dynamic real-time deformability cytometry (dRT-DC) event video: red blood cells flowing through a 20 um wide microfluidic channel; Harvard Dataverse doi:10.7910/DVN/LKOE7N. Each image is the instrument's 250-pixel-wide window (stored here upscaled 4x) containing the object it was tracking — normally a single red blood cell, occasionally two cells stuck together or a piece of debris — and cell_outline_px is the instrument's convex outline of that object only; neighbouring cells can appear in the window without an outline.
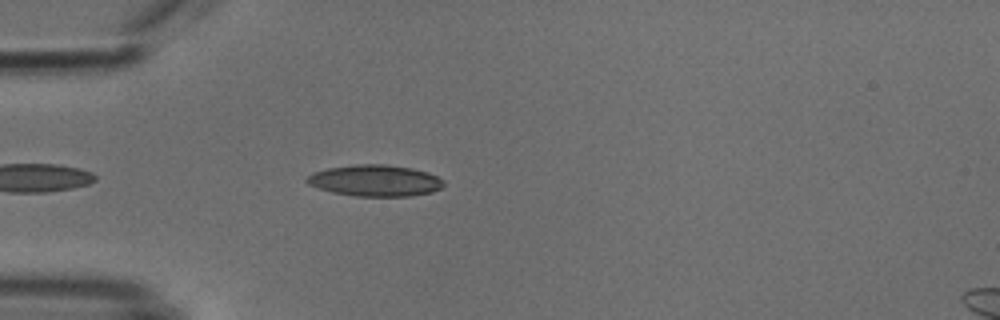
{"species": "common noctule bat (a hibernating species)", "species_latin": "Nyctalus noctula", "temperature_condition": "cold", "stored_images_in_passage": 8, "camera_frame_rate_fps": 3000, "um_per_image_px": 0.085, "animal": {"sex": "male", "body_mass_g": 18.8}, "frame": {"image": 1, "passage_image": 4, "time_ms": 1.0, "image_size_px": [1000, 320], "cell_outline_px": [[444, 184], [440, 188], [432, 192], [408, 196], [356, 196], [332, 192], [308, 184], [304, 180], [312, 172], [328, 168], [356, 164], [384, 164], [412, 168], [428, 172], [444, 180]], "centroid_in_image_um": [31.88, 15.34], "position_along_channel_um": 53.1, "area_um2": 24.97}}
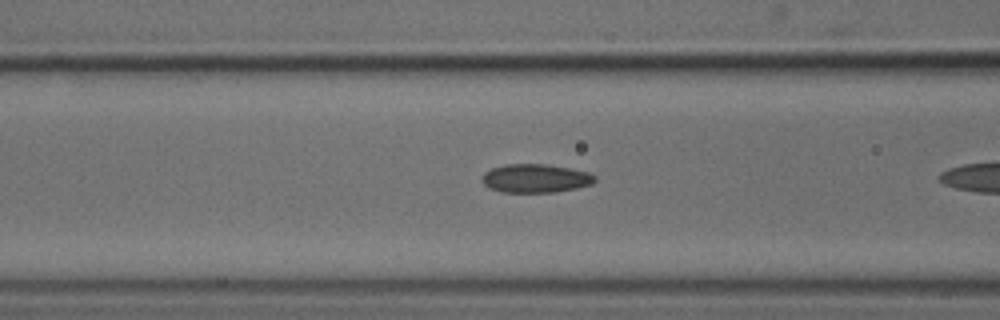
{"frame": {"image": 2, "passage_image": 7, "time_ms": 2.0, "image_size_px": [1000, 320], "cell_outline_px": [[596, 180], [592, 184], [576, 188], [556, 192], [500, 192], [488, 188], [480, 180], [484, 172], [492, 168], [504, 164], [548, 164], [588, 172], [596, 176]], "centroid_in_image_um": [45.49, 15.16], "position_along_channel_um": 121.1, "area_um2": 18.96}}